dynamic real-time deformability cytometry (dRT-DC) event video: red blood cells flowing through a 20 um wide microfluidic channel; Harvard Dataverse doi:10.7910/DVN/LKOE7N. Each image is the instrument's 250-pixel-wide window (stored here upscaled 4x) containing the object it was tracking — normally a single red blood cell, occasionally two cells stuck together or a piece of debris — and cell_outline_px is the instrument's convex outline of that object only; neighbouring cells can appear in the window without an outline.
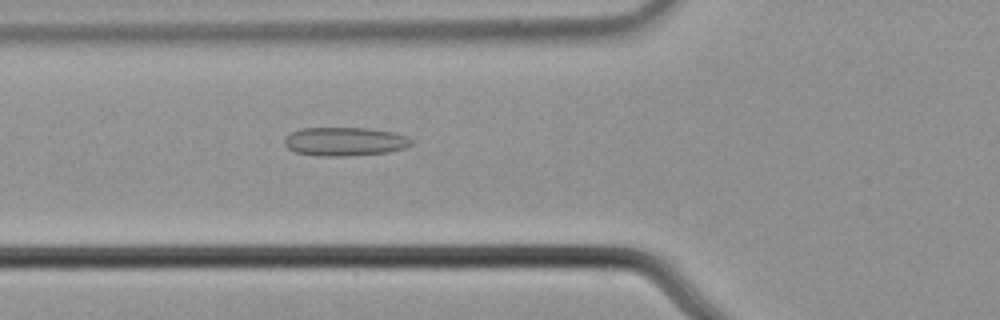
{"species": "common noctule bat (a hibernating species)", "species_latin": "Nyctalus noctula", "temperature_condition": "cold", "stored_images_in_passage": 56, "camera_frame_rate_fps": 3000, "um_per_image_px": 0.085, "animal": {"sex": "male", "body_mass_g": 21.5, "forearm_length_mm": 52.0}, "frame": {"image": 1, "passage_image": 21, "time_ms": 6.667, "image_size_px": [1000, 320], "cell_outline_px": [[412, 144], [404, 148], [388, 152], [348, 156], [316, 156], [296, 152], [288, 148], [284, 144], [284, 140], [292, 132], [300, 128], [368, 128], [392, 132], [408, 136], [412, 140]], "centroid_in_image_um": [29.31, 12.03], "position_along_channel_um": 96.5, "area_um2": 21.21}}
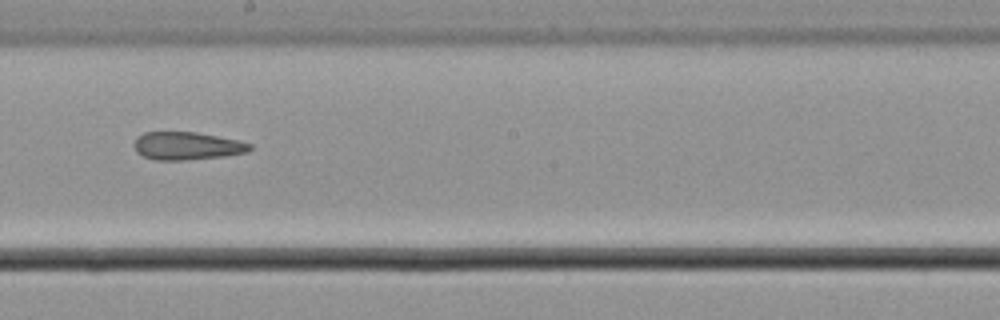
{"frame": {"image": 2, "passage_image": 32, "time_ms": 10.333, "image_size_px": [1000, 320], "cell_outline_px": [[252, 148], [248, 152], [224, 156], [184, 160], [152, 160], [136, 152], [132, 144], [136, 136], [144, 132], [196, 132], [240, 140], [252, 144]], "centroid_in_image_um": [15.87, 12.4], "position_along_channel_um": 232.3, "area_um2": 19.07}}
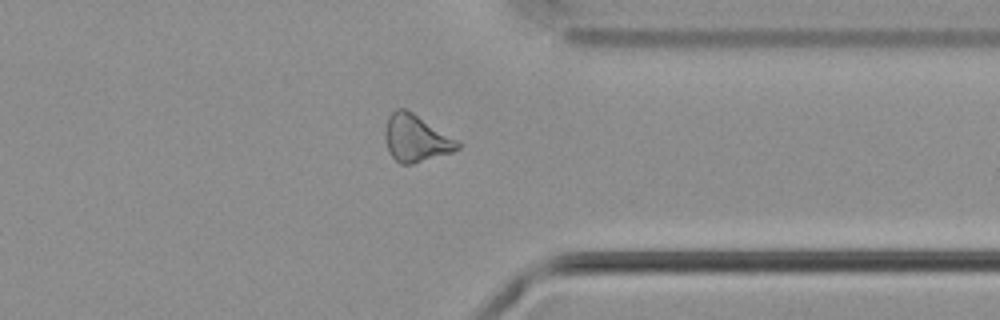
{"frame": {"image": 3, "passage_image": 44, "time_ms": 14.333, "image_size_px": [1000, 320], "cell_outline_px": [[460, 148], [452, 152], [412, 164], [400, 164], [392, 156], [388, 148], [384, 136], [384, 132], [388, 116], [396, 108], [404, 108], [412, 112], [460, 140]], "centroid_in_image_um": [35.37, 11.74], "position_along_channel_um": 376.0, "area_um2": 19.94}}